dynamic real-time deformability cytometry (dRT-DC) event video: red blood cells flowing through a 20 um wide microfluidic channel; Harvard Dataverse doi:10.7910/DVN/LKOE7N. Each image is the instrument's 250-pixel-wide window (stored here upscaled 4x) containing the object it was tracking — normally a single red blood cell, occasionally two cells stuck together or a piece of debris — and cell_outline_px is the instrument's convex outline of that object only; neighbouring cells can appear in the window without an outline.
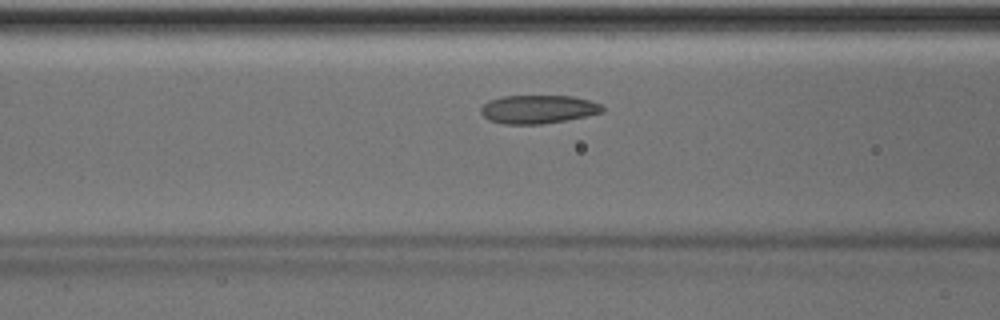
{"species": "Egyptian fruit bat (a non-hibernating species)", "species_latin": "Rousettus aegyptiacus", "temperature_condition": "room temperature", "stored_images_in_passage": 43, "camera_frame_rate_fps": 3000, "um_per_image_px": 0.085, "animal": {"sex": "male"}, "frame": {"image": 1, "passage_image": 13, "time_ms": 4.0, "image_size_px": [1000, 320], "cell_outline_px": [[604, 112], [568, 120], [540, 124], [504, 124], [488, 120], [480, 112], [480, 108], [488, 100], [500, 96], [572, 96], [588, 100], [600, 104], [604, 108]], "centroid_in_image_um": [45.71, 9.29], "position_along_channel_um": 120.9, "area_um2": 20.23}, "authors_computed_cell_mechanics": {"area_um2": 20.1722, "velocity_mm_per_s": 3.9842, "shape_relaxation_time_tau1_ms": 3.9439, "shape_relaxation_time_tau2_ms": 4.2886, "deformation_change_tau1": 0.108, "deformation_change_tau2": 0.0701}}